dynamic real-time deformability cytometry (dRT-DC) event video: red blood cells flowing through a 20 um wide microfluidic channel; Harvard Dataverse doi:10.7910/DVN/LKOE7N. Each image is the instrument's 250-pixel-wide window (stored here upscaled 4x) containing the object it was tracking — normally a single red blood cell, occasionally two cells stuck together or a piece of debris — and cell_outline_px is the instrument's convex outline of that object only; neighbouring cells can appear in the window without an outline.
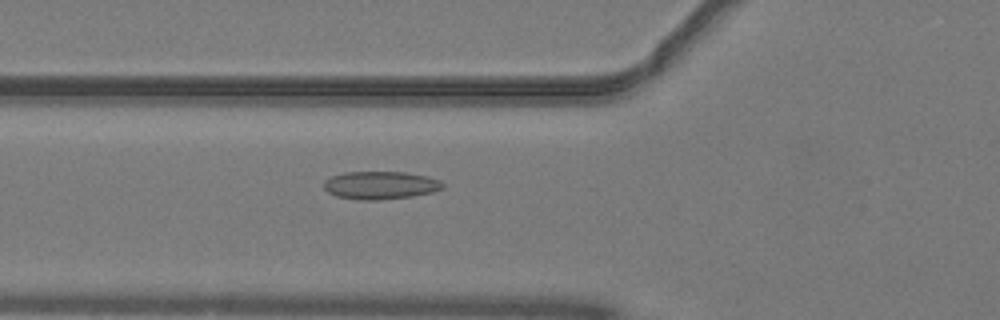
{"species": "common noctule bat (a hibernating species)", "species_latin": "Nyctalus noctula", "temperature_condition": "warm", "stored_images_in_passage": 50, "camera_frame_rate_fps": 3000, "um_per_image_px": 0.085, "animal": {"sex": "male", "body_mass_g": 19.2, "forearm_length_mm": 51.8}, "frame": {"image": 1, "passage_image": 18, "time_ms": 5.667, "image_size_px": [1000, 320], "cell_outline_px": [[444, 188], [432, 192], [412, 196], [380, 200], [360, 200], [336, 196], [328, 192], [324, 188], [324, 180], [332, 176], [344, 172], [408, 172], [428, 176], [440, 180], [444, 184]], "centroid_in_image_um": [32.35, 15.74], "position_along_channel_um": 93.4, "area_um2": 19.48}}
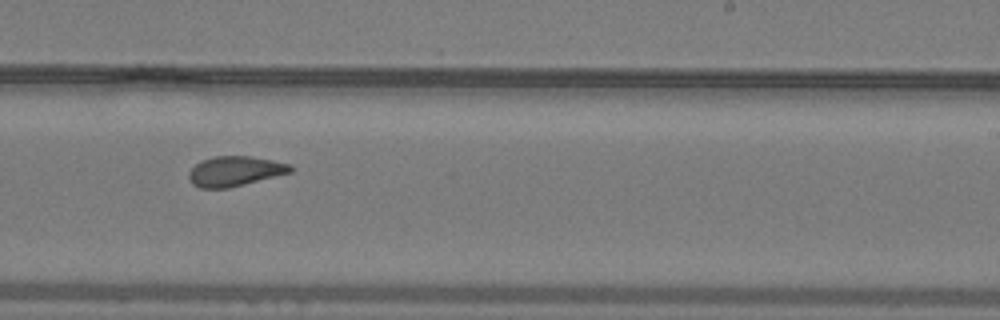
{"frame": {"image": 2, "passage_image": 31, "time_ms": 10.0, "image_size_px": [1000, 320], "cell_outline_px": [[292, 172], [228, 188], [200, 188], [192, 184], [188, 176], [188, 172], [200, 160], [212, 156], [252, 156], [292, 164]], "centroid_in_image_um": [19.95, 14.54], "position_along_channel_um": 269.0, "area_um2": 17.8}}
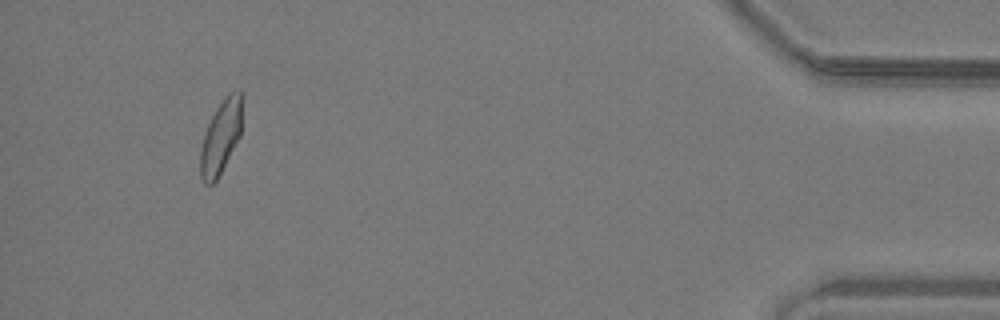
{"frame": {"image": 3, "passage_image": 47, "time_ms": 15.333, "image_size_px": [1000, 320], "cell_outline_px": [[244, 96], [240, 136], [216, 180], [212, 184], [204, 184], [200, 176], [200, 152], [204, 136], [208, 124], [216, 108], [224, 96], [228, 92], [240, 88], [244, 92]], "centroid_in_image_um": [18.81, 11.53], "position_along_channel_um": 416.4, "area_um2": 18.21}, "authors_computed_cell_mechanics": {"area_um2": 18.2359, "velocity_mm_per_s": 4.041, "shape_relaxation_time_tau1_ms": null, "shape_relaxation_time_tau2_ms": 1.5543, "deformation_change_tau1": null, "deformation_change_tau2": 0.0689}}